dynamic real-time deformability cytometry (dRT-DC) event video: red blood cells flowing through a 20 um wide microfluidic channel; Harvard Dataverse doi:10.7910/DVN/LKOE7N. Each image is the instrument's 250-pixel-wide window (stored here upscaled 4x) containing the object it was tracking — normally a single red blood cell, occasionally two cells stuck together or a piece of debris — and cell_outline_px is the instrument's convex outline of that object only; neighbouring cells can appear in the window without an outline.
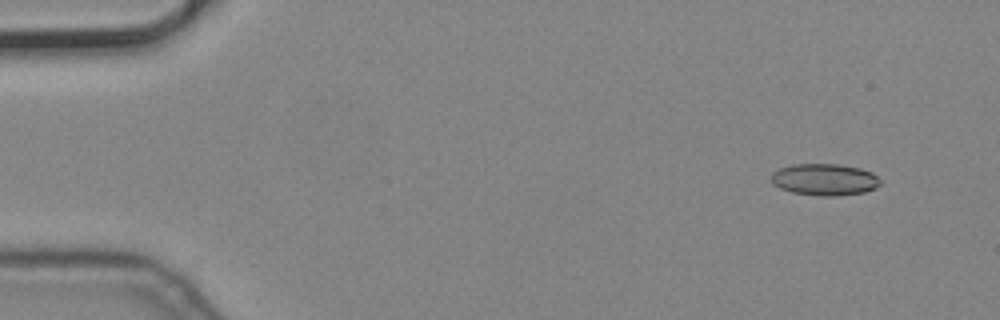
{"species": "common noctule bat (a hibernating species)", "species_latin": "Nyctalus noctula", "temperature_condition": "cold", "stored_images_in_passage": 6, "camera_frame_rate_fps": 3000, "um_per_image_px": 0.085, "animal": {"sex": "male", "body_mass_g": 19.2, "forearm_length_mm": 51.8}, "frame": {"image": 1, "passage_image": 2, "time_ms": 0.333, "image_size_px": [1000, 320], "cell_outline_px": [[880, 184], [876, 188], [864, 192], [836, 196], [820, 196], [792, 192], [780, 188], [772, 184], [772, 172], [780, 168], [792, 164], [840, 164], [860, 168], [872, 172], [880, 180]], "centroid_in_image_um": [70.09, 15.26], "position_along_channel_um": 14.9, "area_um2": 20.23}}